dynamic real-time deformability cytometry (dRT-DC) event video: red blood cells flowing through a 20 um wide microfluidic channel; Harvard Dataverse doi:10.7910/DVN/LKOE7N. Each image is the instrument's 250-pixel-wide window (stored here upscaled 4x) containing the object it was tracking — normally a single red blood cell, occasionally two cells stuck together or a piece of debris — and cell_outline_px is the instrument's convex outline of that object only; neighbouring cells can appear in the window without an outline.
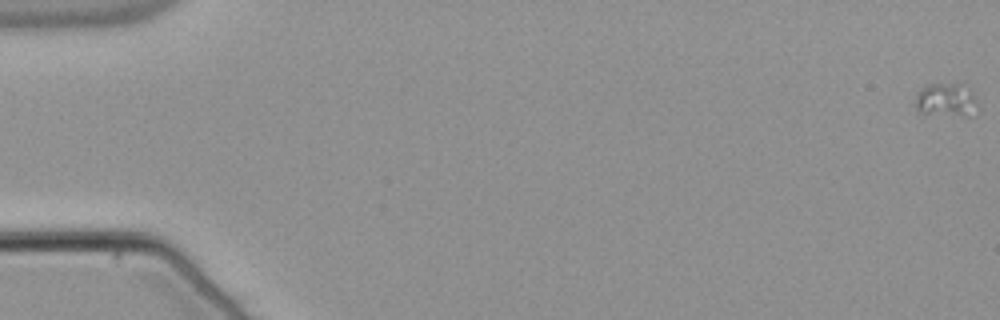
{"species": "common noctule bat (a hibernating species)", "species_latin": "Nyctalus noctula", "temperature_condition": "warm", "stored_images_in_passage": 56, "camera_frame_rate_fps": 3000, "um_per_image_px": 0.085, "animal": {"sex": "male", "body_mass_g": 21.5, "forearm_length_mm": 52.0}, "frame": {"image": 1, "passage_image": 1, "time_ms": 0.0, "image_size_px": [1000, 320], "cell_outline_px": [[976, 116], [964, 116], [924, 112], [916, 108], [916, 96], [920, 88], [928, 84], [960, 84], [972, 92], [976, 100]], "centroid_in_image_um": [80.45, 8.5], "position_along_channel_um": 4.5, "area_um2": 11.91}}
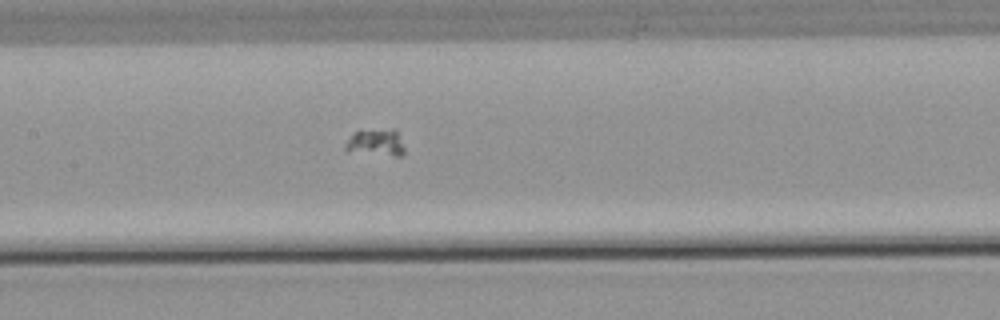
{"frame": {"image": 2, "passage_image": 28, "time_ms": 9.0, "image_size_px": [1000, 320], "cell_outline_px": [[404, 152], [400, 156], [396, 156], [344, 152], [344, 144], [352, 132], [360, 128], [396, 128], [404, 148]], "centroid_in_image_um": [31.87, 12.07], "position_along_channel_um": 175.5, "area_um2": 10.06}}